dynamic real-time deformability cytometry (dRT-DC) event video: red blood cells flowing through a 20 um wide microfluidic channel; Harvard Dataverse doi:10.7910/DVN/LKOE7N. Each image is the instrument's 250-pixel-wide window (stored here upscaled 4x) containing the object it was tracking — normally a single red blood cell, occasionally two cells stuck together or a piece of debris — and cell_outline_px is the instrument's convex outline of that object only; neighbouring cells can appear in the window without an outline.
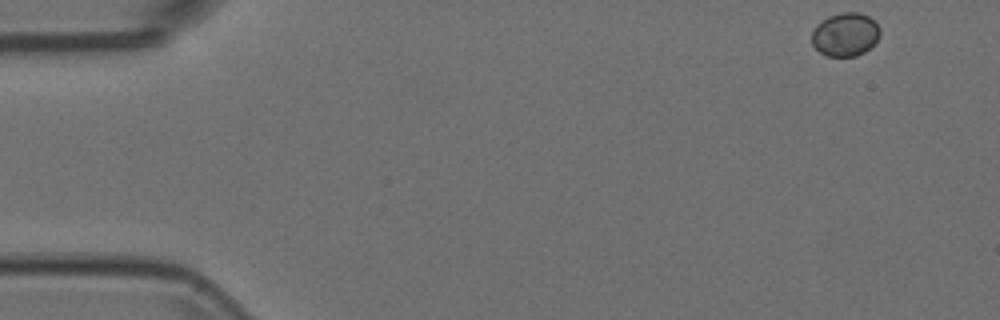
{"species": "Egyptian fruit bat (a non-hibernating species)", "species_latin": "Rousettus aegyptiacus", "temperature_condition": "room temperature", "stored_images_in_passage": 50, "camera_frame_rate_fps": 3000, "um_per_image_px": 0.085, "animal": {"sex": "female"}, "frame": {"image": 1, "passage_image": 1, "time_ms": 0.0, "image_size_px": [1000, 320], "cell_outline_px": [[880, 36], [864, 52], [856, 56], [828, 56], [820, 52], [812, 44], [812, 32], [816, 24], [828, 16], [844, 12], [856, 12], [868, 16], [880, 28]], "centroid_in_image_um": [71.83, 2.93], "position_along_channel_um": 13.2, "area_um2": 17.11}}
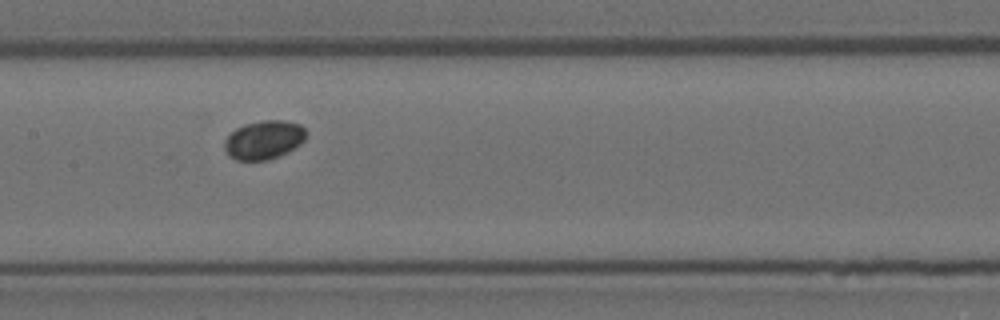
{"frame": {"image": 2, "passage_image": 24, "time_ms": 7.667, "image_size_px": [1000, 320], "cell_outline_px": [[308, 132], [304, 140], [300, 144], [288, 152], [268, 160], [236, 160], [228, 156], [224, 148], [224, 140], [236, 128], [244, 124], [264, 120], [284, 120], [300, 124]], "centroid_in_image_um": [22.44, 11.89], "position_along_channel_um": 185.0, "area_um2": 18.55}}
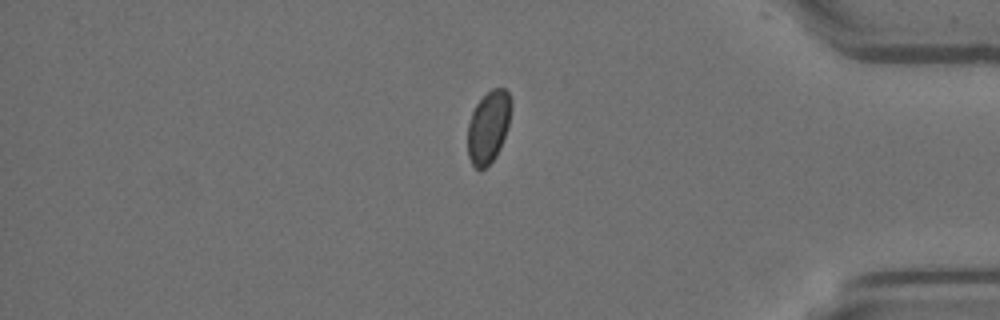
{"frame": {"image": 3, "passage_image": 43, "time_ms": 14.0, "image_size_px": [1000, 320], "cell_outline_px": [[512, 104], [508, 124], [500, 148], [496, 156], [480, 172], [472, 164], [468, 156], [468, 124], [472, 112], [476, 104], [492, 88], [504, 88], [508, 92], [512, 100]], "centroid_in_image_um": [41.51, 10.78], "position_along_channel_um": 393.7, "area_um2": 18.21}}